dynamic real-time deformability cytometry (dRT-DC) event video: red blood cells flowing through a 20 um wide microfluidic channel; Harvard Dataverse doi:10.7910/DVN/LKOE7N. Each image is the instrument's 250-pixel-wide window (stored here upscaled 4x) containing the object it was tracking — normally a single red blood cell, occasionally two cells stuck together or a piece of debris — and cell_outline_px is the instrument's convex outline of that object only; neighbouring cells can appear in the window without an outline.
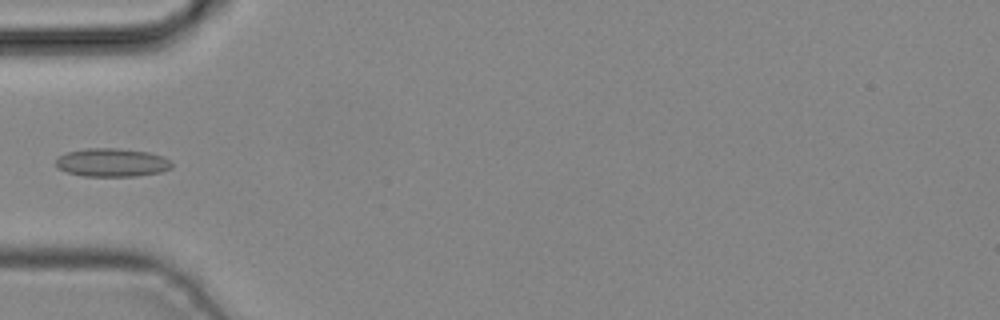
{"species": "common noctule bat (a hibernating species)", "species_latin": "Nyctalus noctula", "temperature_condition": "cold", "stored_images_in_passage": 4, "camera_frame_rate_fps": 3000, "um_per_image_px": 0.085, "animal": {"sex": "male", "body_mass_g": 19.2, "forearm_length_mm": 51.8}, "frame": {"image": 1, "passage_image": 4, "time_ms": 1.0, "image_size_px": [1000, 320], "cell_outline_px": [[172, 168], [160, 172], [136, 176], [84, 176], [68, 172], [60, 168], [56, 164], [56, 156], [68, 152], [88, 148], [116, 148], [148, 152], [164, 156], [172, 164]], "centroid_in_image_um": [9.53, 13.81], "position_along_channel_um": 75.5, "area_um2": 19.07}}